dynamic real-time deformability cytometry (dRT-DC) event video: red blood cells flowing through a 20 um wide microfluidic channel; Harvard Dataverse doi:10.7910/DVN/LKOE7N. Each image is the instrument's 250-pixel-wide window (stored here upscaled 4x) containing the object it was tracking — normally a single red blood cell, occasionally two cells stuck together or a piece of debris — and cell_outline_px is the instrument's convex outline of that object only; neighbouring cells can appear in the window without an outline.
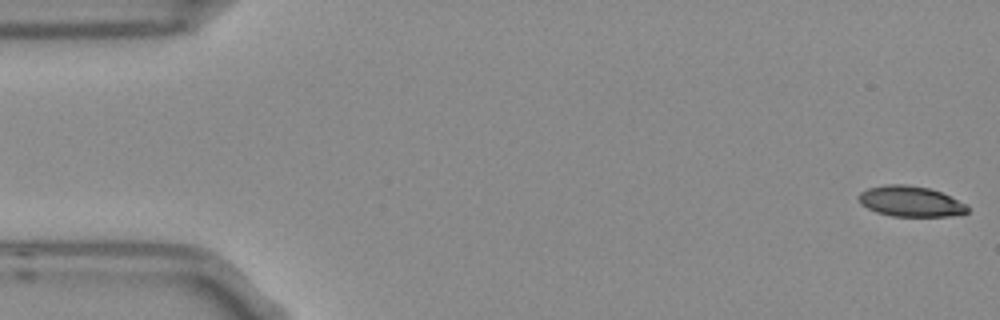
{"species": "Egyptian fruit bat (a non-hibernating species)", "species_latin": "Rousettus aegyptiacus", "temperature_condition": "room temperature", "stored_images_in_passage": 5, "camera_frame_rate_fps": 3000, "um_per_image_px": 0.085, "frame": {"image": 1, "passage_image": 1, "time_ms": 0.0, "image_size_px": [1000, 320], "cell_outline_px": [[968, 212], [952, 216], [892, 216], [876, 212], [860, 204], [856, 196], [860, 192], [868, 188], [884, 184], [904, 184], [928, 188], [940, 192], [968, 204]], "centroid_in_image_um": [77.37, 17.11], "position_along_channel_um": 7.6, "area_um2": 19.48}}
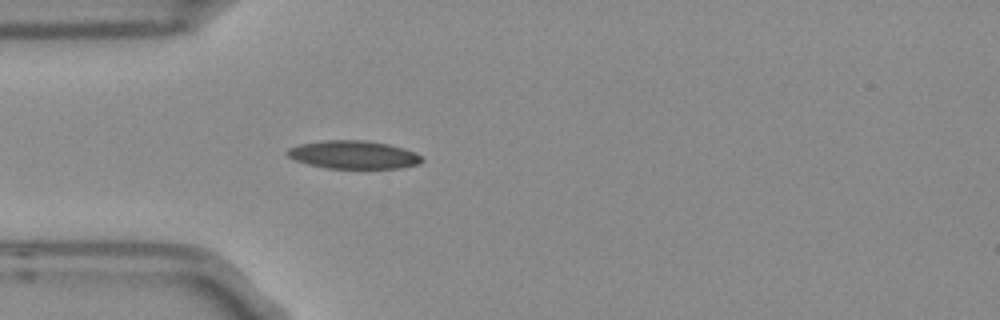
{"frame": {"image": 2, "passage_image": 5, "time_ms": 1.333, "image_size_px": [1000, 320], "cell_outline_px": [[424, 160], [420, 164], [400, 168], [328, 168], [308, 164], [296, 160], [288, 156], [284, 152], [288, 148], [300, 144], [324, 140], [364, 140], [388, 144], [404, 148], [416, 152]], "centroid_in_image_um": [30.06, 13.15], "position_along_channel_um": 54.9, "area_um2": 22.08}}